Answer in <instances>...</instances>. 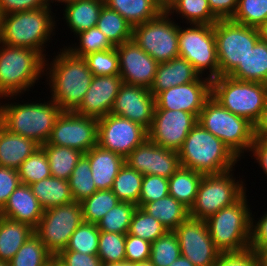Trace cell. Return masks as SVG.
I'll use <instances>...</instances> for the list:
<instances>
[{"label":"cell","mask_w":267,"mask_h":266,"mask_svg":"<svg viewBox=\"0 0 267 266\" xmlns=\"http://www.w3.org/2000/svg\"><path fill=\"white\" fill-rule=\"evenodd\" d=\"M18 170L0 166V207L7 203L12 192L19 186Z\"/></svg>","instance_id":"obj_54"},{"label":"cell","mask_w":267,"mask_h":266,"mask_svg":"<svg viewBox=\"0 0 267 266\" xmlns=\"http://www.w3.org/2000/svg\"><path fill=\"white\" fill-rule=\"evenodd\" d=\"M105 5L117 11L133 27L158 17L164 10L157 0H104Z\"/></svg>","instance_id":"obj_29"},{"label":"cell","mask_w":267,"mask_h":266,"mask_svg":"<svg viewBox=\"0 0 267 266\" xmlns=\"http://www.w3.org/2000/svg\"><path fill=\"white\" fill-rule=\"evenodd\" d=\"M236 169L220 173L203 175L194 204L189 209L193 219L207 220L222 208L233 205L248 189L242 178L234 176ZM241 178V179H240ZM237 179V180H236Z\"/></svg>","instance_id":"obj_9"},{"label":"cell","mask_w":267,"mask_h":266,"mask_svg":"<svg viewBox=\"0 0 267 266\" xmlns=\"http://www.w3.org/2000/svg\"><path fill=\"white\" fill-rule=\"evenodd\" d=\"M117 266H133V263L128 262V261H123V262L117 263Z\"/></svg>","instance_id":"obj_67"},{"label":"cell","mask_w":267,"mask_h":266,"mask_svg":"<svg viewBox=\"0 0 267 266\" xmlns=\"http://www.w3.org/2000/svg\"><path fill=\"white\" fill-rule=\"evenodd\" d=\"M48 7L45 0H0V16Z\"/></svg>","instance_id":"obj_56"},{"label":"cell","mask_w":267,"mask_h":266,"mask_svg":"<svg viewBox=\"0 0 267 266\" xmlns=\"http://www.w3.org/2000/svg\"><path fill=\"white\" fill-rule=\"evenodd\" d=\"M53 258L43 242L33 234L9 261V266H48Z\"/></svg>","instance_id":"obj_37"},{"label":"cell","mask_w":267,"mask_h":266,"mask_svg":"<svg viewBox=\"0 0 267 266\" xmlns=\"http://www.w3.org/2000/svg\"><path fill=\"white\" fill-rule=\"evenodd\" d=\"M116 50L119 57V76L123 83L150 89L159 63L133 39L116 46Z\"/></svg>","instance_id":"obj_19"},{"label":"cell","mask_w":267,"mask_h":266,"mask_svg":"<svg viewBox=\"0 0 267 266\" xmlns=\"http://www.w3.org/2000/svg\"><path fill=\"white\" fill-rule=\"evenodd\" d=\"M34 234V228L3 217L0 221V261L9 262L20 247Z\"/></svg>","instance_id":"obj_31"},{"label":"cell","mask_w":267,"mask_h":266,"mask_svg":"<svg viewBox=\"0 0 267 266\" xmlns=\"http://www.w3.org/2000/svg\"><path fill=\"white\" fill-rule=\"evenodd\" d=\"M245 193L233 205L222 208L206 220L209 234L220 253L239 252L249 248L252 208Z\"/></svg>","instance_id":"obj_6"},{"label":"cell","mask_w":267,"mask_h":266,"mask_svg":"<svg viewBox=\"0 0 267 266\" xmlns=\"http://www.w3.org/2000/svg\"><path fill=\"white\" fill-rule=\"evenodd\" d=\"M0 266H9V262L0 261Z\"/></svg>","instance_id":"obj_69"},{"label":"cell","mask_w":267,"mask_h":266,"mask_svg":"<svg viewBox=\"0 0 267 266\" xmlns=\"http://www.w3.org/2000/svg\"><path fill=\"white\" fill-rule=\"evenodd\" d=\"M22 184L31 185L51 177L48 157L42 147L32 153L18 168Z\"/></svg>","instance_id":"obj_42"},{"label":"cell","mask_w":267,"mask_h":266,"mask_svg":"<svg viewBox=\"0 0 267 266\" xmlns=\"http://www.w3.org/2000/svg\"><path fill=\"white\" fill-rule=\"evenodd\" d=\"M119 202L117 196L111 189L97 190L91 196L80 202L83 221L97 224Z\"/></svg>","instance_id":"obj_38"},{"label":"cell","mask_w":267,"mask_h":266,"mask_svg":"<svg viewBox=\"0 0 267 266\" xmlns=\"http://www.w3.org/2000/svg\"><path fill=\"white\" fill-rule=\"evenodd\" d=\"M150 250L149 261L154 266H169L181 256L179 241L174 231H167L152 242Z\"/></svg>","instance_id":"obj_43"},{"label":"cell","mask_w":267,"mask_h":266,"mask_svg":"<svg viewBox=\"0 0 267 266\" xmlns=\"http://www.w3.org/2000/svg\"><path fill=\"white\" fill-rule=\"evenodd\" d=\"M20 96L0 97V124L11 133L35 140L40 145L46 144L62 113L61 108L49 97L48 101L43 102L41 98L22 104L16 100Z\"/></svg>","instance_id":"obj_2"},{"label":"cell","mask_w":267,"mask_h":266,"mask_svg":"<svg viewBox=\"0 0 267 266\" xmlns=\"http://www.w3.org/2000/svg\"><path fill=\"white\" fill-rule=\"evenodd\" d=\"M100 230L94 223L82 222L73 232L65 250L87 255H98Z\"/></svg>","instance_id":"obj_44"},{"label":"cell","mask_w":267,"mask_h":266,"mask_svg":"<svg viewBox=\"0 0 267 266\" xmlns=\"http://www.w3.org/2000/svg\"><path fill=\"white\" fill-rule=\"evenodd\" d=\"M101 266H117V263H114V264H103Z\"/></svg>","instance_id":"obj_70"},{"label":"cell","mask_w":267,"mask_h":266,"mask_svg":"<svg viewBox=\"0 0 267 266\" xmlns=\"http://www.w3.org/2000/svg\"><path fill=\"white\" fill-rule=\"evenodd\" d=\"M68 182L75 202L80 203L97 191L89 160L84 155L76 164Z\"/></svg>","instance_id":"obj_41"},{"label":"cell","mask_w":267,"mask_h":266,"mask_svg":"<svg viewBox=\"0 0 267 266\" xmlns=\"http://www.w3.org/2000/svg\"><path fill=\"white\" fill-rule=\"evenodd\" d=\"M155 106V96L149 89L123 83L114 100L111 114L127 118L149 130Z\"/></svg>","instance_id":"obj_20"},{"label":"cell","mask_w":267,"mask_h":266,"mask_svg":"<svg viewBox=\"0 0 267 266\" xmlns=\"http://www.w3.org/2000/svg\"><path fill=\"white\" fill-rule=\"evenodd\" d=\"M228 76L239 81L267 84V43L259 40Z\"/></svg>","instance_id":"obj_27"},{"label":"cell","mask_w":267,"mask_h":266,"mask_svg":"<svg viewBox=\"0 0 267 266\" xmlns=\"http://www.w3.org/2000/svg\"><path fill=\"white\" fill-rule=\"evenodd\" d=\"M3 218V214H2V208L0 207V221Z\"/></svg>","instance_id":"obj_71"},{"label":"cell","mask_w":267,"mask_h":266,"mask_svg":"<svg viewBox=\"0 0 267 266\" xmlns=\"http://www.w3.org/2000/svg\"><path fill=\"white\" fill-rule=\"evenodd\" d=\"M151 243L137 236L126 234L125 261L131 263L146 262L150 260Z\"/></svg>","instance_id":"obj_52"},{"label":"cell","mask_w":267,"mask_h":266,"mask_svg":"<svg viewBox=\"0 0 267 266\" xmlns=\"http://www.w3.org/2000/svg\"><path fill=\"white\" fill-rule=\"evenodd\" d=\"M250 154V155H249ZM248 156L254 159V163H258V167L267 177V139L255 137Z\"/></svg>","instance_id":"obj_59"},{"label":"cell","mask_w":267,"mask_h":266,"mask_svg":"<svg viewBox=\"0 0 267 266\" xmlns=\"http://www.w3.org/2000/svg\"><path fill=\"white\" fill-rule=\"evenodd\" d=\"M44 213V209L32 193L29 185L20 183L12 192L2 208L3 217L23 222L35 228Z\"/></svg>","instance_id":"obj_22"},{"label":"cell","mask_w":267,"mask_h":266,"mask_svg":"<svg viewBox=\"0 0 267 266\" xmlns=\"http://www.w3.org/2000/svg\"><path fill=\"white\" fill-rule=\"evenodd\" d=\"M231 20L258 28L267 20V0H238L237 11Z\"/></svg>","instance_id":"obj_47"},{"label":"cell","mask_w":267,"mask_h":266,"mask_svg":"<svg viewBox=\"0 0 267 266\" xmlns=\"http://www.w3.org/2000/svg\"><path fill=\"white\" fill-rule=\"evenodd\" d=\"M169 266H195V265L189 259L181 255L174 262H172Z\"/></svg>","instance_id":"obj_62"},{"label":"cell","mask_w":267,"mask_h":266,"mask_svg":"<svg viewBox=\"0 0 267 266\" xmlns=\"http://www.w3.org/2000/svg\"><path fill=\"white\" fill-rule=\"evenodd\" d=\"M181 166L177 151L165 149L154 143L152 175L170 178Z\"/></svg>","instance_id":"obj_50"},{"label":"cell","mask_w":267,"mask_h":266,"mask_svg":"<svg viewBox=\"0 0 267 266\" xmlns=\"http://www.w3.org/2000/svg\"><path fill=\"white\" fill-rule=\"evenodd\" d=\"M212 13L219 20L232 19L237 11L238 0H208Z\"/></svg>","instance_id":"obj_58"},{"label":"cell","mask_w":267,"mask_h":266,"mask_svg":"<svg viewBox=\"0 0 267 266\" xmlns=\"http://www.w3.org/2000/svg\"><path fill=\"white\" fill-rule=\"evenodd\" d=\"M29 186L44 210L74 201L67 180L51 176Z\"/></svg>","instance_id":"obj_30"},{"label":"cell","mask_w":267,"mask_h":266,"mask_svg":"<svg viewBox=\"0 0 267 266\" xmlns=\"http://www.w3.org/2000/svg\"><path fill=\"white\" fill-rule=\"evenodd\" d=\"M75 40L78 42L69 43V45L64 46L73 55L84 58L90 53L104 51L107 49L114 48V46L109 42L107 37L103 32L97 27H93L84 31L79 32L74 36Z\"/></svg>","instance_id":"obj_39"},{"label":"cell","mask_w":267,"mask_h":266,"mask_svg":"<svg viewBox=\"0 0 267 266\" xmlns=\"http://www.w3.org/2000/svg\"><path fill=\"white\" fill-rule=\"evenodd\" d=\"M154 162V142L147 138L126 158L125 163L142 175H152Z\"/></svg>","instance_id":"obj_49"},{"label":"cell","mask_w":267,"mask_h":266,"mask_svg":"<svg viewBox=\"0 0 267 266\" xmlns=\"http://www.w3.org/2000/svg\"><path fill=\"white\" fill-rule=\"evenodd\" d=\"M44 64L39 52L0 42V97L32 91L44 78Z\"/></svg>","instance_id":"obj_5"},{"label":"cell","mask_w":267,"mask_h":266,"mask_svg":"<svg viewBox=\"0 0 267 266\" xmlns=\"http://www.w3.org/2000/svg\"><path fill=\"white\" fill-rule=\"evenodd\" d=\"M200 77V74L186 59L177 57L158 64L154 83L149 90L156 96L163 90L196 81Z\"/></svg>","instance_id":"obj_24"},{"label":"cell","mask_w":267,"mask_h":266,"mask_svg":"<svg viewBox=\"0 0 267 266\" xmlns=\"http://www.w3.org/2000/svg\"><path fill=\"white\" fill-rule=\"evenodd\" d=\"M41 147L35 140L14 134L0 124V166L18 170Z\"/></svg>","instance_id":"obj_25"},{"label":"cell","mask_w":267,"mask_h":266,"mask_svg":"<svg viewBox=\"0 0 267 266\" xmlns=\"http://www.w3.org/2000/svg\"><path fill=\"white\" fill-rule=\"evenodd\" d=\"M63 266H101L97 255H87L76 251H61L55 257Z\"/></svg>","instance_id":"obj_55"},{"label":"cell","mask_w":267,"mask_h":266,"mask_svg":"<svg viewBox=\"0 0 267 266\" xmlns=\"http://www.w3.org/2000/svg\"><path fill=\"white\" fill-rule=\"evenodd\" d=\"M211 96L231 113L255 125L267 102V84L219 76L212 80Z\"/></svg>","instance_id":"obj_8"},{"label":"cell","mask_w":267,"mask_h":266,"mask_svg":"<svg viewBox=\"0 0 267 266\" xmlns=\"http://www.w3.org/2000/svg\"><path fill=\"white\" fill-rule=\"evenodd\" d=\"M211 93L212 80L201 76L196 81L159 92L155 96V109L181 110L199 117Z\"/></svg>","instance_id":"obj_18"},{"label":"cell","mask_w":267,"mask_h":266,"mask_svg":"<svg viewBox=\"0 0 267 266\" xmlns=\"http://www.w3.org/2000/svg\"><path fill=\"white\" fill-rule=\"evenodd\" d=\"M133 266H154L150 261L133 263Z\"/></svg>","instance_id":"obj_66"},{"label":"cell","mask_w":267,"mask_h":266,"mask_svg":"<svg viewBox=\"0 0 267 266\" xmlns=\"http://www.w3.org/2000/svg\"><path fill=\"white\" fill-rule=\"evenodd\" d=\"M254 137L267 139V102L260 118L254 125Z\"/></svg>","instance_id":"obj_60"},{"label":"cell","mask_w":267,"mask_h":266,"mask_svg":"<svg viewBox=\"0 0 267 266\" xmlns=\"http://www.w3.org/2000/svg\"><path fill=\"white\" fill-rule=\"evenodd\" d=\"M43 145L73 148L85 154L98 145V119L74 111H62Z\"/></svg>","instance_id":"obj_14"},{"label":"cell","mask_w":267,"mask_h":266,"mask_svg":"<svg viewBox=\"0 0 267 266\" xmlns=\"http://www.w3.org/2000/svg\"><path fill=\"white\" fill-rule=\"evenodd\" d=\"M148 138V130L138 123L107 114L98 119V145L126 158Z\"/></svg>","instance_id":"obj_15"},{"label":"cell","mask_w":267,"mask_h":266,"mask_svg":"<svg viewBox=\"0 0 267 266\" xmlns=\"http://www.w3.org/2000/svg\"><path fill=\"white\" fill-rule=\"evenodd\" d=\"M186 26L179 25V57L186 59L200 76L210 80L219 77L214 25L187 24Z\"/></svg>","instance_id":"obj_10"},{"label":"cell","mask_w":267,"mask_h":266,"mask_svg":"<svg viewBox=\"0 0 267 266\" xmlns=\"http://www.w3.org/2000/svg\"><path fill=\"white\" fill-rule=\"evenodd\" d=\"M214 266H259L257 253L247 248L239 252L220 253Z\"/></svg>","instance_id":"obj_53"},{"label":"cell","mask_w":267,"mask_h":266,"mask_svg":"<svg viewBox=\"0 0 267 266\" xmlns=\"http://www.w3.org/2000/svg\"><path fill=\"white\" fill-rule=\"evenodd\" d=\"M143 176L130 168L126 163L114 179L112 192L121 202H130L138 205Z\"/></svg>","instance_id":"obj_36"},{"label":"cell","mask_w":267,"mask_h":266,"mask_svg":"<svg viewBox=\"0 0 267 266\" xmlns=\"http://www.w3.org/2000/svg\"><path fill=\"white\" fill-rule=\"evenodd\" d=\"M219 76H228L260 40L257 28L218 20L214 24Z\"/></svg>","instance_id":"obj_11"},{"label":"cell","mask_w":267,"mask_h":266,"mask_svg":"<svg viewBox=\"0 0 267 266\" xmlns=\"http://www.w3.org/2000/svg\"><path fill=\"white\" fill-rule=\"evenodd\" d=\"M126 234L100 231L98 257L103 264L125 261Z\"/></svg>","instance_id":"obj_45"},{"label":"cell","mask_w":267,"mask_h":266,"mask_svg":"<svg viewBox=\"0 0 267 266\" xmlns=\"http://www.w3.org/2000/svg\"><path fill=\"white\" fill-rule=\"evenodd\" d=\"M62 46L55 56L45 59L44 78L47 89H50L48 97L62 111H75L82 103L94 75L84 58L73 55L64 44Z\"/></svg>","instance_id":"obj_1"},{"label":"cell","mask_w":267,"mask_h":266,"mask_svg":"<svg viewBox=\"0 0 267 266\" xmlns=\"http://www.w3.org/2000/svg\"><path fill=\"white\" fill-rule=\"evenodd\" d=\"M166 12L172 17L177 16V19L182 18L183 21L180 23L185 25L186 23L214 25L219 20L212 13L208 0H177Z\"/></svg>","instance_id":"obj_33"},{"label":"cell","mask_w":267,"mask_h":266,"mask_svg":"<svg viewBox=\"0 0 267 266\" xmlns=\"http://www.w3.org/2000/svg\"><path fill=\"white\" fill-rule=\"evenodd\" d=\"M96 27L105 34L114 47L132 39L133 26L117 11L109 9L106 5L100 11Z\"/></svg>","instance_id":"obj_34"},{"label":"cell","mask_w":267,"mask_h":266,"mask_svg":"<svg viewBox=\"0 0 267 266\" xmlns=\"http://www.w3.org/2000/svg\"><path fill=\"white\" fill-rule=\"evenodd\" d=\"M53 266H63L55 257L53 258Z\"/></svg>","instance_id":"obj_68"},{"label":"cell","mask_w":267,"mask_h":266,"mask_svg":"<svg viewBox=\"0 0 267 266\" xmlns=\"http://www.w3.org/2000/svg\"><path fill=\"white\" fill-rule=\"evenodd\" d=\"M48 266H53V260L51 261V264H49Z\"/></svg>","instance_id":"obj_72"},{"label":"cell","mask_w":267,"mask_h":266,"mask_svg":"<svg viewBox=\"0 0 267 266\" xmlns=\"http://www.w3.org/2000/svg\"><path fill=\"white\" fill-rule=\"evenodd\" d=\"M83 222L81 203L71 202L44 210L34 234L48 251L56 257L65 250L70 237Z\"/></svg>","instance_id":"obj_13"},{"label":"cell","mask_w":267,"mask_h":266,"mask_svg":"<svg viewBox=\"0 0 267 266\" xmlns=\"http://www.w3.org/2000/svg\"><path fill=\"white\" fill-rule=\"evenodd\" d=\"M203 174L180 166L168 179L169 195L191 208L197 196Z\"/></svg>","instance_id":"obj_32"},{"label":"cell","mask_w":267,"mask_h":266,"mask_svg":"<svg viewBox=\"0 0 267 266\" xmlns=\"http://www.w3.org/2000/svg\"><path fill=\"white\" fill-rule=\"evenodd\" d=\"M84 60L94 76L119 75V57L116 47L90 53L84 57Z\"/></svg>","instance_id":"obj_48"},{"label":"cell","mask_w":267,"mask_h":266,"mask_svg":"<svg viewBox=\"0 0 267 266\" xmlns=\"http://www.w3.org/2000/svg\"><path fill=\"white\" fill-rule=\"evenodd\" d=\"M169 195L168 178L157 175H144L138 207Z\"/></svg>","instance_id":"obj_51"},{"label":"cell","mask_w":267,"mask_h":266,"mask_svg":"<svg viewBox=\"0 0 267 266\" xmlns=\"http://www.w3.org/2000/svg\"><path fill=\"white\" fill-rule=\"evenodd\" d=\"M253 249L258 256L259 266H267V245L263 247H249Z\"/></svg>","instance_id":"obj_61"},{"label":"cell","mask_w":267,"mask_h":266,"mask_svg":"<svg viewBox=\"0 0 267 266\" xmlns=\"http://www.w3.org/2000/svg\"><path fill=\"white\" fill-rule=\"evenodd\" d=\"M176 22L163 11L158 17L134 26L132 39L158 63L167 62L179 57V25Z\"/></svg>","instance_id":"obj_12"},{"label":"cell","mask_w":267,"mask_h":266,"mask_svg":"<svg viewBox=\"0 0 267 266\" xmlns=\"http://www.w3.org/2000/svg\"><path fill=\"white\" fill-rule=\"evenodd\" d=\"M251 214V237L249 247H263L267 245V211L259 218ZM256 219V220H255Z\"/></svg>","instance_id":"obj_57"},{"label":"cell","mask_w":267,"mask_h":266,"mask_svg":"<svg viewBox=\"0 0 267 266\" xmlns=\"http://www.w3.org/2000/svg\"><path fill=\"white\" fill-rule=\"evenodd\" d=\"M178 156L182 167L203 175L230 171L241 161L224 142L199 122L188 133Z\"/></svg>","instance_id":"obj_4"},{"label":"cell","mask_w":267,"mask_h":266,"mask_svg":"<svg viewBox=\"0 0 267 266\" xmlns=\"http://www.w3.org/2000/svg\"><path fill=\"white\" fill-rule=\"evenodd\" d=\"M104 0H73L63 4V19L70 28L73 36L81 31L96 27L99 14L103 6Z\"/></svg>","instance_id":"obj_26"},{"label":"cell","mask_w":267,"mask_h":266,"mask_svg":"<svg viewBox=\"0 0 267 266\" xmlns=\"http://www.w3.org/2000/svg\"><path fill=\"white\" fill-rule=\"evenodd\" d=\"M41 147L48 157L51 175L67 181L84 155L79 150L63 146L41 145Z\"/></svg>","instance_id":"obj_35"},{"label":"cell","mask_w":267,"mask_h":266,"mask_svg":"<svg viewBox=\"0 0 267 266\" xmlns=\"http://www.w3.org/2000/svg\"><path fill=\"white\" fill-rule=\"evenodd\" d=\"M71 1H73V0H45V2H46V4H47V6L48 7H52V5L54 4L55 6H56V4L58 3H60L61 5H63V4H65V3H67V2H71Z\"/></svg>","instance_id":"obj_65"},{"label":"cell","mask_w":267,"mask_h":266,"mask_svg":"<svg viewBox=\"0 0 267 266\" xmlns=\"http://www.w3.org/2000/svg\"><path fill=\"white\" fill-rule=\"evenodd\" d=\"M167 229L153 216L137 207L132 217L128 234L147 240L150 243L161 237Z\"/></svg>","instance_id":"obj_46"},{"label":"cell","mask_w":267,"mask_h":266,"mask_svg":"<svg viewBox=\"0 0 267 266\" xmlns=\"http://www.w3.org/2000/svg\"><path fill=\"white\" fill-rule=\"evenodd\" d=\"M122 84L119 75L94 76L82 103L74 112L97 119L110 114Z\"/></svg>","instance_id":"obj_21"},{"label":"cell","mask_w":267,"mask_h":266,"mask_svg":"<svg viewBox=\"0 0 267 266\" xmlns=\"http://www.w3.org/2000/svg\"><path fill=\"white\" fill-rule=\"evenodd\" d=\"M177 0H157L159 6L166 11Z\"/></svg>","instance_id":"obj_64"},{"label":"cell","mask_w":267,"mask_h":266,"mask_svg":"<svg viewBox=\"0 0 267 266\" xmlns=\"http://www.w3.org/2000/svg\"><path fill=\"white\" fill-rule=\"evenodd\" d=\"M181 255L195 266H214L220 252L212 241L206 220L189 217L175 230Z\"/></svg>","instance_id":"obj_17"},{"label":"cell","mask_w":267,"mask_h":266,"mask_svg":"<svg viewBox=\"0 0 267 266\" xmlns=\"http://www.w3.org/2000/svg\"><path fill=\"white\" fill-rule=\"evenodd\" d=\"M197 123L198 117L189 112L154 109L148 138L158 146L178 152Z\"/></svg>","instance_id":"obj_16"},{"label":"cell","mask_w":267,"mask_h":266,"mask_svg":"<svg viewBox=\"0 0 267 266\" xmlns=\"http://www.w3.org/2000/svg\"><path fill=\"white\" fill-rule=\"evenodd\" d=\"M260 40L267 43V20L262 23L258 28Z\"/></svg>","instance_id":"obj_63"},{"label":"cell","mask_w":267,"mask_h":266,"mask_svg":"<svg viewBox=\"0 0 267 266\" xmlns=\"http://www.w3.org/2000/svg\"><path fill=\"white\" fill-rule=\"evenodd\" d=\"M141 209L158 220L167 231H174L190 217L189 208L170 195L145 203Z\"/></svg>","instance_id":"obj_28"},{"label":"cell","mask_w":267,"mask_h":266,"mask_svg":"<svg viewBox=\"0 0 267 266\" xmlns=\"http://www.w3.org/2000/svg\"><path fill=\"white\" fill-rule=\"evenodd\" d=\"M53 7L21 11L0 16V42L9 46L28 48L45 59L46 48L56 34L57 21ZM47 43V44H46Z\"/></svg>","instance_id":"obj_3"},{"label":"cell","mask_w":267,"mask_h":266,"mask_svg":"<svg viewBox=\"0 0 267 266\" xmlns=\"http://www.w3.org/2000/svg\"><path fill=\"white\" fill-rule=\"evenodd\" d=\"M137 207L133 203L120 201L96 225L103 232L127 234Z\"/></svg>","instance_id":"obj_40"},{"label":"cell","mask_w":267,"mask_h":266,"mask_svg":"<svg viewBox=\"0 0 267 266\" xmlns=\"http://www.w3.org/2000/svg\"><path fill=\"white\" fill-rule=\"evenodd\" d=\"M198 122L224 142L240 160L250 152L255 138L254 125L231 113L212 96L200 111Z\"/></svg>","instance_id":"obj_7"},{"label":"cell","mask_w":267,"mask_h":266,"mask_svg":"<svg viewBox=\"0 0 267 266\" xmlns=\"http://www.w3.org/2000/svg\"><path fill=\"white\" fill-rule=\"evenodd\" d=\"M84 156L89 160L92 178L97 190H109L125 164V158L112 151L94 146Z\"/></svg>","instance_id":"obj_23"}]
</instances>
